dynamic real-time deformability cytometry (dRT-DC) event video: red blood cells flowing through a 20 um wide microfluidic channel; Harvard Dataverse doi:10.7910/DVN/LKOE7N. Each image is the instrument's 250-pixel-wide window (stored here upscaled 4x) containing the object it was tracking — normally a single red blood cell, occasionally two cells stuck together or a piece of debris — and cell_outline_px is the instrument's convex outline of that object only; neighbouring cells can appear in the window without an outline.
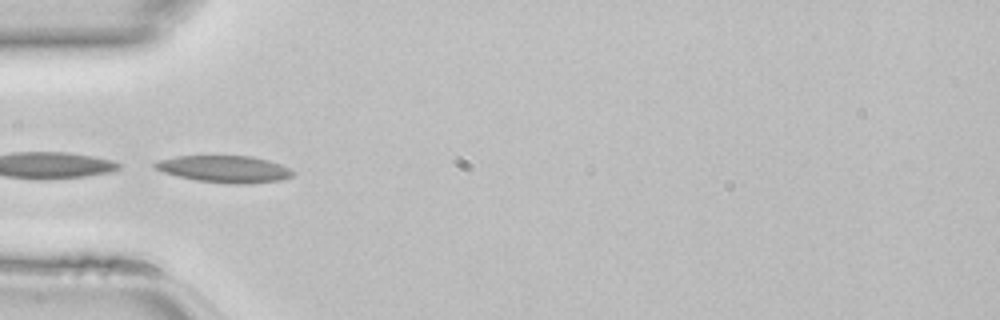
{"species": "common noctule bat (a hibernating species)", "species_latin": "Nyctalus noctula", "temperature_condition": "room temperature", "stored_images_in_passage": 21, "camera_frame_rate_fps": 3000, "um_per_image_px": 0.085, "animal": {"sex": "female", "body_mass_g": 22.7, "forearm_length_mm": 54.2}, "frame": {"image": 1, "passage_image": 1, "time_ms": 0.0, "image_size_px": [1000, 320], "cell_outline_px": [[296, 172], [292, 176], [280, 180], [248, 184], [228, 184], [196, 180], [164, 172], [152, 168], [152, 164], [156, 160], [176, 156], [252, 156], [268, 160], [280, 164]], "centroid_in_image_um": [19.06, 14.37], "position_along_channel_um": 65.9, "area_um2": 21.73}}